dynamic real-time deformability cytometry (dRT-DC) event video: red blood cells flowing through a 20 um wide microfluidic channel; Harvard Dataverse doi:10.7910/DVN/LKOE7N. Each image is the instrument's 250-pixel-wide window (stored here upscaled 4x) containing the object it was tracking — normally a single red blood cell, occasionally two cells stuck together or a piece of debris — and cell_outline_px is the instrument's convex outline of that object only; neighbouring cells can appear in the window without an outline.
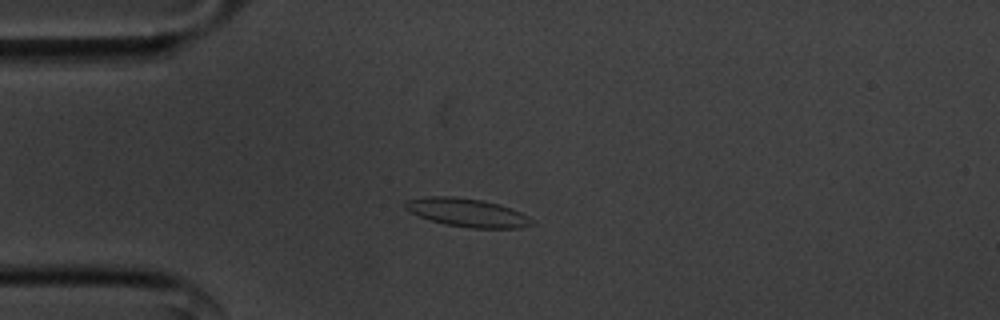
{"species": "common noctule bat (a hibernating species)", "species_latin": "Nyctalus noctula", "temperature_condition": "cold", "stored_images_in_passage": 56, "camera_frame_rate_fps": 3000, "um_per_image_px": 0.085, "animal": {"sex": "male", "body_mass_g": 20.1, "forearm_length_mm": 53.5}, "frame": {"image": 1, "passage_image": 14, "time_ms": 4.333, "image_size_px": [1000, 320], "cell_outline_px": [[536, 224], [520, 228], [472, 228], [444, 224], [420, 216], [404, 208], [404, 204], [408, 200], [424, 196], [456, 196], [480, 200], [500, 204], [520, 212], [536, 220]], "centroid_in_image_um": [39.77, 18.07], "position_along_channel_um": 45.2, "area_um2": 20.98}}
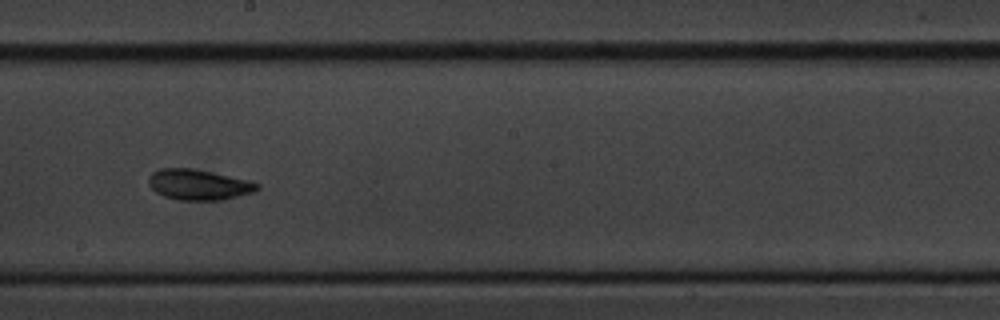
{"frame": {"image": 2, "passage_image": 31, "time_ms": 10.0, "image_size_px": [1000, 320], "cell_outline_px": [[260, 188], [256, 192], [220, 200], [176, 200], [164, 196], [156, 192], [148, 184], [148, 176], [152, 172], [160, 168], [192, 168], [212, 172], [248, 180], [260, 184]], "centroid_in_image_um": [16.88, 15.69], "position_along_channel_um": 231.3, "area_um2": 19.48}}
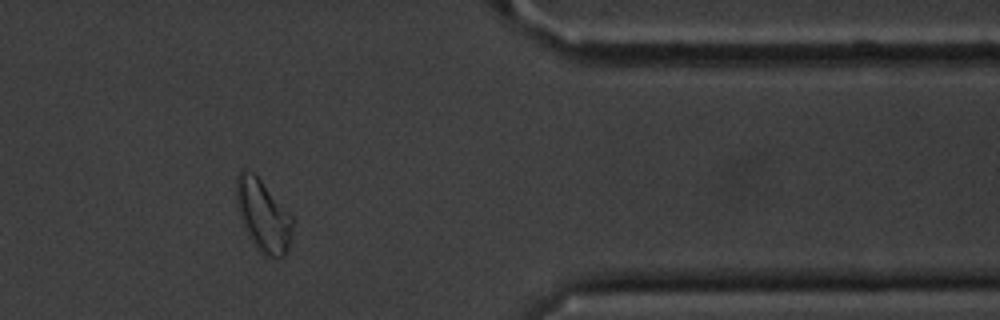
{"frame": {"image": 3, "passage_image": 46, "time_ms": 15.0, "image_size_px": [1000, 320], "cell_outline_px": [[292, 224], [288, 244], [284, 256], [280, 260], [264, 256], [256, 248], [248, 236], [240, 216], [236, 204], [236, 176], [244, 168], [252, 172], [260, 180], [292, 216]], "centroid_in_image_um": [22.33, 18.35], "position_along_channel_um": 389.1, "area_um2": 23.24}, "authors_computed_cell_mechanics": {"area_um2": 19.7098, "velocity_mm_per_s": 3.5664, "shape_relaxation_time_tau1_ms": 5.5415, "shape_relaxation_time_tau2_ms": 2.1989, "deformation_change_tau1": 0.1064, "deformation_change_tau2": 0.0863}}